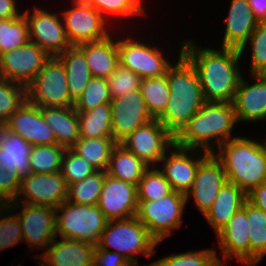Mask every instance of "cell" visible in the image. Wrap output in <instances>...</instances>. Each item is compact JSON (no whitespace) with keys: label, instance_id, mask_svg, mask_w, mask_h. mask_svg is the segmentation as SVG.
I'll list each match as a JSON object with an SVG mask.
<instances>
[{"label":"cell","instance_id":"9","mask_svg":"<svg viewBox=\"0 0 266 266\" xmlns=\"http://www.w3.org/2000/svg\"><path fill=\"white\" fill-rule=\"evenodd\" d=\"M20 195L26 197L25 202L22 201L25 204L57 208L67 200L68 185L60 171L56 173H29L22 177L16 200L8 203L7 214L10 210L14 211V208H19L21 205Z\"/></svg>","mask_w":266,"mask_h":266},{"label":"cell","instance_id":"37","mask_svg":"<svg viewBox=\"0 0 266 266\" xmlns=\"http://www.w3.org/2000/svg\"><path fill=\"white\" fill-rule=\"evenodd\" d=\"M29 41L24 14L18 18L0 19V55L17 49Z\"/></svg>","mask_w":266,"mask_h":266},{"label":"cell","instance_id":"1","mask_svg":"<svg viewBox=\"0 0 266 266\" xmlns=\"http://www.w3.org/2000/svg\"><path fill=\"white\" fill-rule=\"evenodd\" d=\"M182 44V54L197 71L205 101L232 103L242 79L238 67L242 57L239 50L201 49L189 40H184Z\"/></svg>","mask_w":266,"mask_h":266},{"label":"cell","instance_id":"21","mask_svg":"<svg viewBox=\"0 0 266 266\" xmlns=\"http://www.w3.org/2000/svg\"><path fill=\"white\" fill-rule=\"evenodd\" d=\"M247 221V200L228 224L217 234L223 261L233 258L250 266L249 228Z\"/></svg>","mask_w":266,"mask_h":266},{"label":"cell","instance_id":"23","mask_svg":"<svg viewBox=\"0 0 266 266\" xmlns=\"http://www.w3.org/2000/svg\"><path fill=\"white\" fill-rule=\"evenodd\" d=\"M96 245L88 242L54 240L40 255V266H90L94 261Z\"/></svg>","mask_w":266,"mask_h":266},{"label":"cell","instance_id":"6","mask_svg":"<svg viewBox=\"0 0 266 266\" xmlns=\"http://www.w3.org/2000/svg\"><path fill=\"white\" fill-rule=\"evenodd\" d=\"M107 221L98 205L64 201L56 208V237L97 245Z\"/></svg>","mask_w":266,"mask_h":266},{"label":"cell","instance_id":"43","mask_svg":"<svg viewBox=\"0 0 266 266\" xmlns=\"http://www.w3.org/2000/svg\"><path fill=\"white\" fill-rule=\"evenodd\" d=\"M97 170L86 159L80 157L71 148H66L61 164V174L67 185L79 182Z\"/></svg>","mask_w":266,"mask_h":266},{"label":"cell","instance_id":"49","mask_svg":"<svg viewBox=\"0 0 266 266\" xmlns=\"http://www.w3.org/2000/svg\"><path fill=\"white\" fill-rule=\"evenodd\" d=\"M247 200L266 213V180L247 194Z\"/></svg>","mask_w":266,"mask_h":266},{"label":"cell","instance_id":"41","mask_svg":"<svg viewBox=\"0 0 266 266\" xmlns=\"http://www.w3.org/2000/svg\"><path fill=\"white\" fill-rule=\"evenodd\" d=\"M26 101V87L0 78V126Z\"/></svg>","mask_w":266,"mask_h":266},{"label":"cell","instance_id":"42","mask_svg":"<svg viewBox=\"0 0 266 266\" xmlns=\"http://www.w3.org/2000/svg\"><path fill=\"white\" fill-rule=\"evenodd\" d=\"M247 43L251 45V75H266V22L258 23L246 44L239 50L241 55L247 47Z\"/></svg>","mask_w":266,"mask_h":266},{"label":"cell","instance_id":"13","mask_svg":"<svg viewBox=\"0 0 266 266\" xmlns=\"http://www.w3.org/2000/svg\"><path fill=\"white\" fill-rule=\"evenodd\" d=\"M23 14L28 23L29 41L37 44L50 57L58 56L72 46L58 13L52 14L36 7L33 13L26 11Z\"/></svg>","mask_w":266,"mask_h":266},{"label":"cell","instance_id":"39","mask_svg":"<svg viewBox=\"0 0 266 266\" xmlns=\"http://www.w3.org/2000/svg\"><path fill=\"white\" fill-rule=\"evenodd\" d=\"M153 263L155 266H224L212 248L169 255Z\"/></svg>","mask_w":266,"mask_h":266},{"label":"cell","instance_id":"51","mask_svg":"<svg viewBox=\"0 0 266 266\" xmlns=\"http://www.w3.org/2000/svg\"><path fill=\"white\" fill-rule=\"evenodd\" d=\"M258 22H266V0H248Z\"/></svg>","mask_w":266,"mask_h":266},{"label":"cell","instance_id":"27","mask_svg":"<svg viewBox=\"0 0 266 266\" xmlns=\"http://www.w3.org/2000/svg\"><path fill=\"white\" fill-rule=\"evenodd\" d=\"M111 36L78 46L85 53L92 77L107 79L119 65L118 39L116 42Z\"/></svg>","mask_w":266,"mask_h":266},{"label":"cell","instance_id":"5","mask_svg":"<svg viewBox=\"0 0 266 266\" xmlns=\"http://www.w3.org/2000/svg\"><path fill=\"white\" fill-rule=\"evenodd\" d=\"M158 244L144 224L133 216L107 221L97 246L104 250H110L109 248L113 247L116 249L115 252L123 255L129 263H137L138 259L135 255L143 254L150 258Z\"/></svg>","mask_w":266,"mask_h":266},{"label":"cell","instance_id":"25","mask_svg":"<svg viewBox=\"0 0 266 266\" xmlns=\"http://www.w3.org/2000/svg\"><path fill=\"white\" fill-rule=\"evenodd\" d=\"M247 200V194L237 185L226 182L220 189L210 210L204 215L216 235L228 224Z\"/></svg>","mask_w":266,"mask_h":266},{"label":"cell","instance_id":"28","mask_svg":"<svg viewBox=\"0 0 266 266\" xmlns=\"http://www.w3.org/2000/svg\"><path fill=\"white\" fill-rule=\"evenodd\" d=\"M33 146L22 137L0 126V166L21 177L30 172L29 156Z\"/></svg>","mask_w":266,"mask_h":266},{"label":"cell","instance_id":"48","mask_svg":"<svg viewBox=\"0 0 266 266\" xmlns=\"http://www.w3.org/2000/svg\"><path fill=\"white\" fill-rule=\"evenodd\" d=\"M93 263L96 266H127L129 261L118 252L104 250L96 245Z\"/></svg>","mask_w":266,"mask_h":266},{"label":"cell","instance_id":"15","mask_svg":"<svg viewBox=\"0 0 266 266\" xmlns=\"http://www.w3.org/2000/svg\"><path fill=\"white\" fill-rule=\"evenodd\" d=\"M110 106L112 137L117 143H121L136 128L154 119L147 109L140 89L112 99Z\"/></svg>","mask_w":266,"mask_h":266},{"label":"cell","instance_id":"34","mask_svg":"<svg viewBox=\"0 0 266 266\" xmlns=\"http://www.w3.org/2000/svg\"><path fill=\"white\" fill-rule=\"evenodd\" d=\"M139 89L148 111L157 119L165 110L170 98L167 75L141 79Z\"/></svg>","mask_w":266,"mask_h":266},{"label":"cell","instance_id":"2","mask_svg":"<svg viewBox=\"0 0 266 266\" xmlns=\"http://www.w3.org/2000/svg\"><path fill=\"white\" fill-rule=\"evenodd\" d=\"M179 60L166 75L170 98L157 120L175 137L206 102L199 76L191 62L179 52Z\"/></svg>","mask_w":266,"mask_h":266},{"label":"cell","instance_id":"32","mask_svg":"<svg viewBox=\"0 0 266 266\" xmlns=\"http://www.w3.org/2000/svg\"><path fill=\"white\" fill-rule=\"evenodd\" d=\"M80 138L112 137L110 103L84 113L78 112Z\"/></svg>","mask_w":266,"mask_h":266},{"label":"cell","instance_id":"44","mask_svg":"<svg viewBox=\"0 0 266 266\" xmlns=\"http://www.w3.org/2000/svg\"><path fill=\"white\" fill-rule=\"evenodd\" d=\"M98 11L102 16L107 14L129 17L146 15L141 0H83Z\"/></svg>","mask_w":266,"mask_h":266},{"label":"cell","instance_id":"4","mask_svg":"<svg viewBox=\"0 0 266 266\" xmlns=\"http://www.w3.org/2000/svg\"><path fill=\"white\" fill-rule=\"evenodd\" d=\"M217 150L213 154L222 163L227 181L246 194L266 180V140L263 144L251 138L234 137Z\"/></svg>","mask_w":266,"mask_h":266},{"label":"cell","instance_id":"26","mask_svg":"<svg viewBox=\"0 0 266 266\" xmlns=\"http://www.w3.org/2000/svg\"><path fill=\"white\" fill-rule=\"evenodd\" d=\"M55 136V144L71 148L80 138L78 112L74 107H39Z\"/></svg>","mask_w":266,"mask_h":266},{"label":"cell","instance_id":"30","mask_svg":"<svg viewBox=\"0 0 266 266\" xmlns=\"http://www.w3.org/2000/svg\"><path fill=\"white\" fill-rule=\"evenodd\" d=\"M148 168L135 154L118 143L112 151L106 173L113 178L138 185Z\"/></svg>","mask_w":266,"mask_h":266},{"label":"cell","instance_id":"38","mask_svg":"<svg viewBox=\"0 0 266 266\" xmlns=\"http://www.w3.org/2000/svg\"><path fill=\"white\" fill-rule=\"evenodd\" d=\"M170 183L160 169L149 167L137 185L138 201H153L163 198L172 192Z\"/></svg>","mask_w":266,"mask_h":266},{"label":"cell","instance_id":"20","mask_svg":"<svg viewBox=\"0 0 266 266\" xmlns=\"http://www.w3.org/2000/svg\"><path fill=\"white\" fill-rule=\"evenodd\" d=\"M32 146L55 144V136L38 106L25 101L3 125Z\"/></svg>","mask_w":266,"mask_h":266},{"label":"cell","instance_id":"8","mask_svg":"<svg viewBox=\"0 0 266 266\" xmlns=\"http://www.w3.org/2000/svg\"><path fill=\"white\" fill-rule=\"evenodd\" d=\"M187 204L186 194L172 191L153 201H138L136 218L144 224L150 235L160 243L181 227L183 211Z\"/></svg>","mask_w":266,"mask_h":266},{"label":"cell","instance_id":"35","mask_svg":"<svg viewBox=\"0 0 266 266\" xmlns=\"http://www.w3.org/2000/svg\"><path fill=\"white\" fill-rule=\"evenodd\" d=\"M106 171H96L85 179L68 185L67 200L74 204L97 205Z\"/></svg>","mask_w":266,"mask_h":266},{"label":"cell","instance_id":"22","mask_svg":"<svg viewBox=\"0 0 266 266\" xmlns=\"http://www.w3.org/2000/svg\"><path fill=\"white\" fill-rule=\"evenodd\" d=\"M252 76L257 82L248 84L242 77L232 102L239 123L266 119V75Z\"/></svg>","mask_w":266,"mask_h":266},{"label":"cell","instance_id":"18","mask_svg":"<svg viewBox=\"0 0 266 266\" xmlns=\"http://www.w3.org/2000/svg\"><path fill=\"white\" fill-rule=\"evenodd\" d=\"M97 205L108 221L136 216L137 185L106 174Z\"/></svg>","mask_w":266,"mask_h":266},{"label":"cell","instance_id":"24","mask_svg":"<svg viewBox=\"0 0 266 266\" xmlns=\"http://www.w3.org/2000/svg\"><path fill=\"white\" fill-rule=\"evenodd\" d=\"M222 48L240 50L258 25L248 0H231Z\"/></svg>","mask_w":266,"mask_h":266},{"label":"cell","instance_id":"16","mask_svg":"<svg viewBox=\"0 0 266 266\" xmlns=\"http://www.w3.org/2000/svg\"><path fill=\"white\" fill-rule=\"evenodd\" d=\"M226 182L227 176L222 163L213 153H209L197 168L193 185L186 193L187 201L193 196L197 208L205 215Z\"/></svg>","mask_w":266,"mask_h":266},{"label":"cell","instance_id":"3","mask_svg":"<svg viewBox=\"0 0 266 266\" xmlns=\"http://www.w3.org/2000/svg\"><path fill=\"white\" fill-rule=\"evenodd\" d=\"M237 123L233 103L206 101L175 136V144L214 153L233 138L231 131Z\"/></svg>","mask_w":266,"mask_h":266},{"label":"cell","instance_id":"12","mask_svg":"<svg viewBox=\"0 0 266 266\" xmlns=\"http://www.w3.org/2000/svg\"><path fill=\"white\" fill-rule=\"evenodd\" d=\"M72 9L63 11L66 35L72 46L90 43L106 38V19L83 0H73Z\"/></svg>","mask_w":266,"mask_h":266},{"label":"cell","instance_id":"50","mask_svg":"<svg viewBox=\"0 0 266 266\" xmlns=\"http://www.w3.org/2000/svg\"><path fill=\"white\" fill-rule=\"evenodd\" d=\"M16 2V0H0V19L18 18L22 15L17 10Z\"/></svg>","mask_w":266,"mask_h":266},{"label":"cell","instance_id":"29","mask_svg":"<svg viewBox=\"0 0 266 266\" xmlns=\"http://www.w3.org/2000/svg\"><path fill=\"white\" fill-rule=\"evenodd\" d=\"M57 57L64 65L70 97L75 102L92 78L85 53L78 46H71Z\"/></svg>","mask_w":266,"mask_h":266},{"label":"cell","instance_id":"53","mask_svg":"<svg viewBox=\"0 0 266 266\" xmlns=\"http://www.w3.org/2000/svg\"><path fill=\"white\" fill-rule=\"evenodd\" d=\"M127 266H137V263H129ZM147 266H155V265L154 263H151V264H148Z\"/></svg>","mask_w":266,"mask_h":266},{"label":"cell","instance_id":"10","mask_svg":"<svg viewBox=\"0 0 266 266\" xmlns=\"http://www.w3.org/2000/svg\"><path fill=\"white\" fill-rule=\"evenodd\" d=\"M148 167H156L175 144V137L157 120L136 128L121 143Z\"/></svg>","mask_w":266,"mask_h":266},{"label":"cell","instance_id":"14","mask_svg":"<svg viewBox=\"0 0 266 266\" xmlns=\"http://www.w3.org/2000/svg\"><path fill=\"white\" fill-rule=\"evenodd\" d=\"M50 56L37 44H26L0 55V78L27 86Z\"/></svg>","mask_w":266,"mask_h":266},{"label":"cell","instance_id":"45","mask_svg":"<svg viewBox=\"0 0 266 266\" xmlns=\"http://www.w3.org/2000/svg\"><path fill=\"white\" fill-rule=\"evenodd\" d=\"M140 81L141 78L137 74L119 64L107 78L112 99L119 98L126 93L139 89Z\"/></svg>","mask_w":266,"mask_h":266},{"label":"cell","instance_id":"47","mask_svg":"<svg viewBox=\"0 0 266 266\" xmlns=\"http://www.w3.org/2000/svg\"><path fill=\"white\" fill-rule=\"evenodd\" d=\"M22 177L18 172H8L0 166V198L7 204L18 197Z\"/></svg>","mask_w":266,"mask_h":266},{"label":"cell","instance_id":"11","mask_svg":"<svg viewBox=\"0 0 266 266\" xmlns=\"http://www.w3.org/2000/svg\"><path fill=\"white\" fill-rule=\"evenodd\" d=\"M119 64L141 79L166 75L171 62L157 47L145 45L132 38L118 40Z\"/></svg>","mask_w":266,"mask_h":266},{"label":"cell","instance_id":"7","mask_svg":"<svg viewBox=\"0 0 266 266\" xmlns=\"http://www.w3.org/2000/svg\"><path fill=\"white\" fill-rule=\"evenodd\" d=\"M26 101L38 107H74L64 65L57 56L50 57L26 86Z\"/></svg>","mask_w":266,"mask_h":266},{"label":"cell","instance_id":"17","mask_svg":"<svg viewBox=\"0 0 266 266\" xmlns=\"http://www.w3.org/2000/svg\"><path fill=\"white\" fill-rule=\"evenodd\" d=\"M18 217L22 229L23 240L30 247L42 249L56 239V208L50 206H33L22 203Z\"/></svg>","mask_w":266,"mask_h":266},{"label":"cell","instance_id":"19","mask_svg":"<svg viewBox=\"0 0 266 266\" xmlns=\"http://www.w3.org/2000/svg\"><path fill=\"white\" fill-rule=\"evenodd\" d=\"M172 148L174 149L171 155L167 156L165 154L160 160V162L163 163V167L160 171L170 183L173 191L186 194L193 185L200 162L209 154V152L199 149L183 148L176 144H174ZM194 152L197 153L192 154ZM198 152L201 155L199 154L197 157L196 154H198ZM192 155L196 156V158Z\"/></svg>","mask_w":266,"mask_h":266},{"label":"cell","instance_id":"31","mask_svg":"<svg viewBox=\"0 0 266 266\" xmlns=\"http://www.w3.org/2000/svg\"><path fill=\"white\" fill-rule=\"evenodd\" d=\"M117 144L113 137L79 138L71 149L91 163L97 171H106Z\"/></svg>","mask_w":266,"mask_h":266},{"label":"cell","instance_id":"52","mask_svg":"<svg viewBox=\"0 0 266 266\" xmlns=\"http://www.w3.org/2000/svg\"><path fill=\"white\" fill-rule=\"evenodd\" d=\"M7 203L3 200V199H1L0 198V214L1 213H4L3 211L5 210V211H7ZM4 209V210H3ZM1 210H2V212H1Z\"/></svg>","mask_w":266,"mask_h":266},{"label":"cell","instance_id":"33","mask_svg":"<svg viewBox=\"0 0 266 266\" xmlns=\"http://www.w3.org/2000/svg\"><path fill=\"white\" fill-rule=\"evenodd\" d=\"M250 243V266H256L266 255V213L247 200Z\"/></svg>","mask_w":266,"mask_h":266},{"label":"cell","instance_id":"46","mask_svg":"<svg viewBox=\"0 0 266 266\" xmlns=\"http://www.w3.org/2000/svg\"><path fill=\"white\" fill-rule=\"evenodd\" d=\"M0 251L5 248L13 247L23 242L22 229L20 221L16 215L12 213L8 216L0 215Z\"/></svg>","mask_w":266,"mask_h":266},{"label":"cell","instance_id":"36","mask_svg":"<svg viewBox=\"0 0 266 266\" xmlns=\"http://www.w3.org/2000/svg\"><path fill=\"white\" fill-rule=\"evenodd\" d=\"M65 150V147L57 144L33 146L29 156L30 172L56 173L61 171Z\"/></svg>","mask_w":266,"mask_h":266},{"label":"cell","instance_id":"40","mask_svg":"<svg viewBox=\"0 0 266 266\" xmlns=\"http://www.w3.org/2000/svg\"><path fill=\"white\" fill-rule=\"evenodd\" d=\"M112 100L107 79L92 77L81 96L75 101L74 108L77 112L84 113L97 106L110 103Z\"/></svg>","mask_w":266,"mask_h":266}]
</instances>
